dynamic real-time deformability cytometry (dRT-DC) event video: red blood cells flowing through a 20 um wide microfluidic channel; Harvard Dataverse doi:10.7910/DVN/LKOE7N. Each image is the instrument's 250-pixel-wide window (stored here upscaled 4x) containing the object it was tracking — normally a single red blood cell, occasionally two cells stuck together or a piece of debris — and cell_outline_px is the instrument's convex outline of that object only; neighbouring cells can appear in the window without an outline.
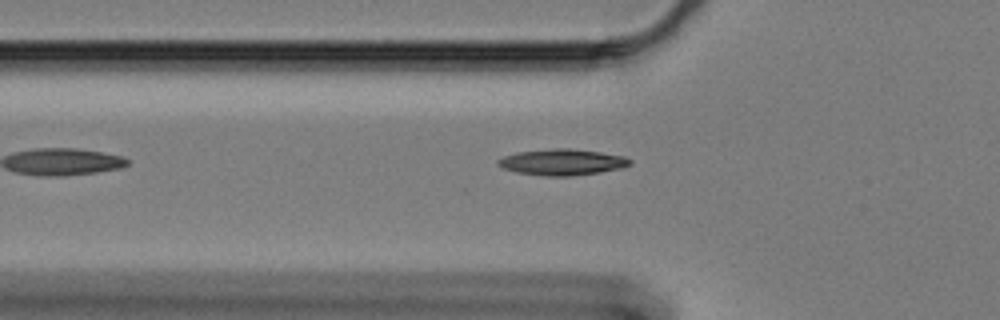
{"species": "Egyptian fruit bat (a non-hibernating species)", "species_latin": "Rousettus aegyptiacus", "temperature_condition": "cold", "stored_images_in_passage": 18, "camera_frame_rate_fps": 3000, "um_per_image_px": 0.085, "animal": {"sex": "female"}, "frame": {"image": 1, "passage_image": 2, "time_ms": 0.333, "image_size_px": [1000, 320], "cell_outline_px": [[632, 164], [624, 168], [600, 172], [572, 176], [544, 176], [516, 172], [500, 168], [496, 164], [496, 160], [504, 156], [516, 152], [552, 148], [568, 148], [600, 152], [624, 156], [632, 160]], "centroid_in_image_um": [47.77, 13.78], "position_along_channel_um": 78.0, "area_um2": 20.4}}
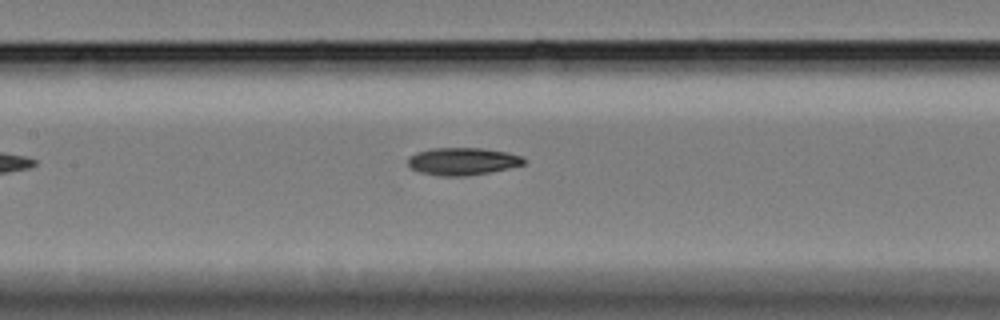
{"frame": {"image": 2, "passage_image": 10, "time_ms": 3.0, "image_size_px": [1000, 320], "cell_outline_px": [[524, 164], [508, 168], [488, 172], [464, 176], [440, 176], [420, 172], [412, 168], [408, 164], [408, 160], [412, 156], [420, 152], [432, 148], [480, 148], [508, 152], [520, 156], [524, 160]], "centroid_in_image_um": [39.33, 13.71], "position_along_channel_um": 168.1, "area_um2": 18.15}}
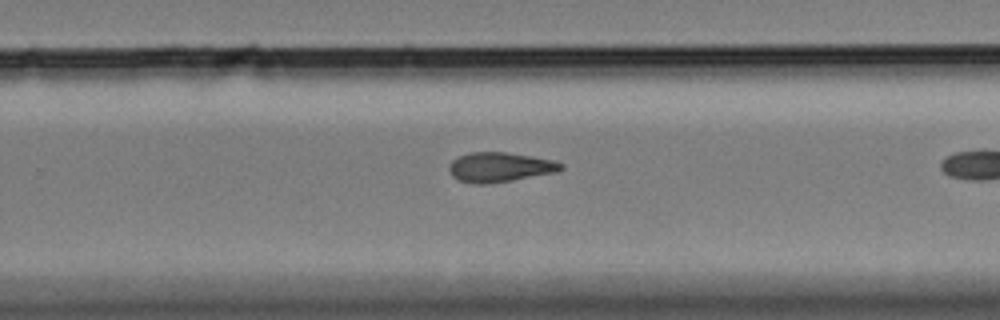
{"frame": {"image": 3, "passage_image": 17, "time_ms": 5.333, "image_size_px": [1000, 320], "cell_outline_px": [[564, 168], [552, 172], [512, 180], [488, 184], [472, 184], [460, 180], [452, 176], [448, 168], [452, 160], [460, 156], [472, 152], [504, 152], [552, 160], [564, 164]], "centroid_in_image_um": [42.43, 14.21], "position_along_channel_um": 287.4, "area_um2": 18.96}}